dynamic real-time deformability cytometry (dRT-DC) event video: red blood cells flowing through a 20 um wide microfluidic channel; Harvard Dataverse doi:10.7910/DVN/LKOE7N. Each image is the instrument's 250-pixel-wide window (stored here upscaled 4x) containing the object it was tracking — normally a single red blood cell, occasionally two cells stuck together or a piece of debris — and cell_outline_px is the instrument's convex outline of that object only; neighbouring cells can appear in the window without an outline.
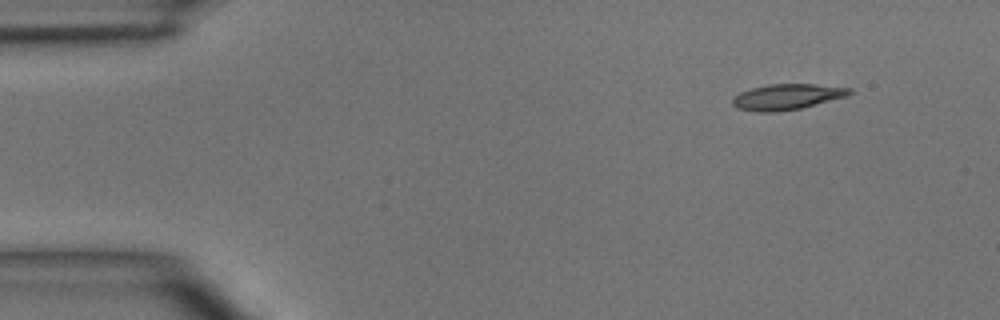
{"species": "common noctule bat (a hibernating species)", "species_latin": "Nyctalus noctula", "temperature_condition": "room temperature", "stored_images_in_passage": 4, "camera_frame_rate_fps": 3000, "um_per_image_px": 0.085, "animal": {"sex": "male", "body_mass_g": 15.6}, "frame": {"image": 1, "passage_image": 1, "time_ms": 0.0, "image_size_px": [1000, 320], "cell_outline_px": [[852, 92], [848, 96], [800, 108], [776, 112], [756, 112], [736, 108], [732, 104], [732, 100], [740, 92], [752, 88], [768, 84], [812, 84], [852, 88]], "centroid_in_image_um": [66.89, 8.23], "position_along_channel_um": 18.1, "area_um2": 17.46}}
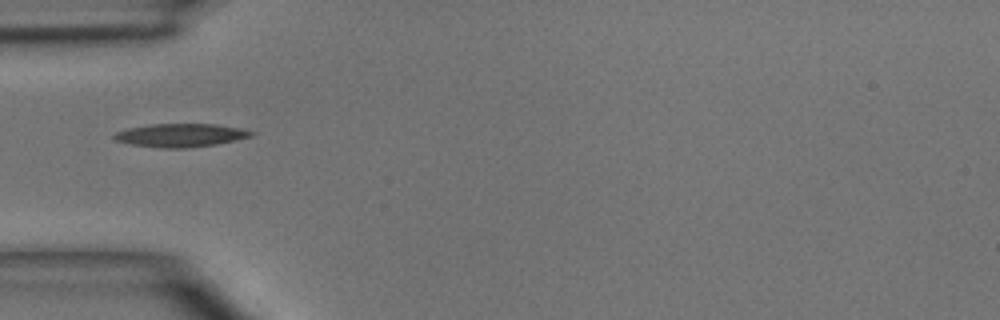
{"frame": {"image": 2, "passage_image": 4, "time_ms": 3.333, "image_size_px": [1000, 320], "cell_outline_px": [[256, 132], [252, 136], [236, 140], [216, 144], [188, 148], [160, 148], [132, 144], [116, 140], [112, 136], [116, 132], [128, 128], [152, 124], [216, 124], [244, 128]], "centroid_in_image_um": [15.41, 11.49], "position_along_channel_um": 69.6, "area_um2": 18.67}}